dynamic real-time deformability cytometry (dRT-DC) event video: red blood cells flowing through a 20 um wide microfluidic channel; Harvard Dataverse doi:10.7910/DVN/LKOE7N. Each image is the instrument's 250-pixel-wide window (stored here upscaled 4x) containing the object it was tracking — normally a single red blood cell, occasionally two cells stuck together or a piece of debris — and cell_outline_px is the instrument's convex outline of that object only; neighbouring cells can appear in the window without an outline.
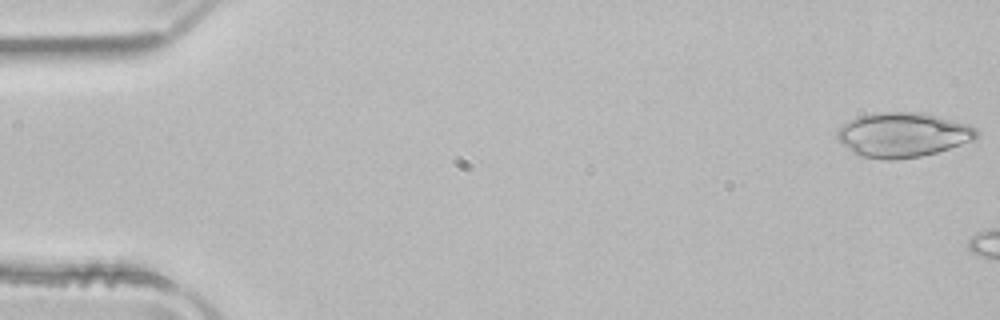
{"species": "common noctule bat (a hibernating species)", "species_latin": "Nyctalus noctula", "temperature_condition": "room temperature", "stored_images_in_passage": 6, "camera_frame_rate_fps": 3000, "um_per_image_px": 0.085, "animal": {"sex": "male", "body_mass_g": 21.5, "forearm_length_mm": 52.0}, "frame": {"image": 1, "passage_image": 1, "time_ms": 0.0, "image_size_px": [1000, 320], "cell_outline_px": [[980, 136], [972, 140], [936, 152], [920, 156], [896, 160], [880, 160], [856, 156], [836, 136], [836, 128], [860, 116], [884, 112], [924, 112], [968, 124], [976, 128], [980, 132]], "centroid_in_image_um": [76.74, 11.47], "position_along_channel_um": 8.3, "area_um2": 36.3}}